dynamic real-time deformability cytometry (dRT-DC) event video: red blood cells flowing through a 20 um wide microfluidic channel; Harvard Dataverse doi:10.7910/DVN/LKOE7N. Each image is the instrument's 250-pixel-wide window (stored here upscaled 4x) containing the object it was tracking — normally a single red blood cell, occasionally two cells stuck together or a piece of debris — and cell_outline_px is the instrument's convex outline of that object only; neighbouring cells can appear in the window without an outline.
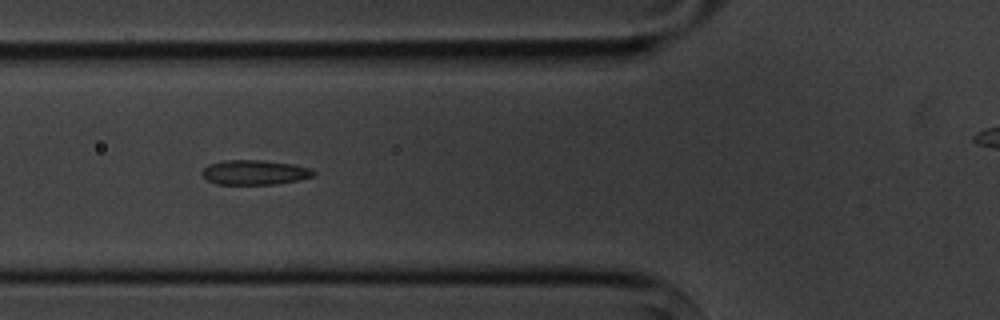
{"species": "common noctule bat (a hibernating species)", "species_latin": "Nyctalus noctula", "temperature_condition": "cold", "stored_images_in_passage": 8, "segment_of_instrument_passage": [1, 2], "camera_frame_rate_fps": 3000, "um_per_image_px": 0.085, "animal": {"sex": "male", "body_mass_g": 20.1, "forearm_length_mm": 53.5}, "frame": {"image": 1, "passage_image": 6, "time_ms": 5.667, "image_size_px": [1000, 320], "cell_outline_px": [[316, 172], [312, 176], [300, 180], [276, 184], [216, 184], [208, 180], [200, 172], [208, 164], [224, 160], [260, 160], [292, 164], [312, 168]], "centroid_in_image_um": [21.65, 14.65], "position_along_channel_um": 104.2, "area_um2": 16.07}}
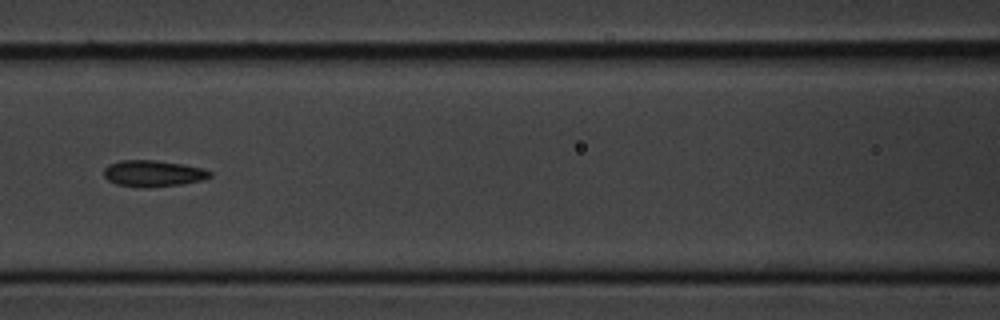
{"frame": {"image": 2, "passage_image": 7, "time_ms": 7.0, "image_size_px": [1000, 320], "cell_outline_px": [[212, 176], [200, 180], [180, 184], [144, 188], [116, 184], [108, 180], [104, 176], [104, 168], [108, 164], [120, 160], [156, 160], [204, 168], [212, 172]], "centroid_in_image_um": [12.98, 14.74], "position_along_channel_um": 153.6, "area_um2": 16.24}}